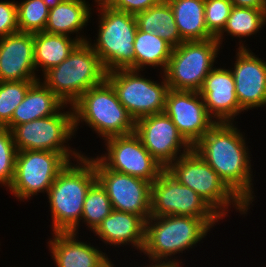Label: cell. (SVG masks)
Here are the masks:
<instances>
[{
    "label": "cell",
    "instance_id": "d4e9b609",
    "mask_svg": "<svg viewBox=\"0 0 266 267\" xmlns=\"http://www.w3.org/2000/svg\"><path fill=\"white\" fill-rule=\"evenodd\" d=\"M85 0H65L50 8L44 31L69 36L86 26L90 10Z\"/></svg>",
    "mask_w": 266,
    "mask_h": 267
},
{
    "label": "cell",
    "instance_id": "6da1fadb",
    "mask_svg": "<svg viewBox=\"0 0 266 267\" xmlns=\"http://www.w3.org/2000/svg\"><path fill=\"white\" fill-rule=\"evenodd\" d=\"M233 122L215 123L192 147L249 207L253 202L251 163L245 138Z\"/></svg>",
    "mask_w": 266,
    "mask_h": 267
},
{
    "label": "cell",
    "instance_id": "ab89813d",
    "mask_svg": "<svg viewBox=\"0 0 266 267\" xmlns=\"http://www.w3.org/2000/svg\"><path fill=\"white\" fill-rule=\"evenodd\" d=\"M109 259L101 267H114V264L111 263Z\"/></svg>",
    "mask_w": 266,
    "mask_h": 267
},
{
    "label": "cell",
    "instance_id": "7c38bea8",
    "mask_svg": "<svg viewBox=\"0 0 266 267\" xmlns=\"http://www.w3.org/2000/svg\"><path fill=\"white\" fill-rule=\"evenodd\" d=\"M69 162L63 154L52 151H18L15 176L9 189L14 197L22 200L40 192H48L57 175Z\"/></svg>",
    "mask_w": 266,
    "mask_h": 267
},
{
    "label": "cell",
    "instance_id": "44dd1931",
    "mask_svg": "<svg viewBox=\"0 0 266 267\" xmlns=\"http://www.w3.org/2000/svg\"><path fill=\"white\" fill-rule=\"evenodd\" d=\"M146 220L132 213L112 210L94 231L105 243L113 246L132 244L143 250L145 243Z\"/></svg>",
    "mask_w": 266,
    "mask_h": 267
},
{
    "label": "cell",
    "instance_id": "9a60e30c",
    "mask_svg": "<svg viewBox=\"0 0 266 267\" xmlns=\"http://www.w3.org/2000/svg\"><path fill=\"white\" fill-rule=\"evenodd\" d=\"M134 133L140 138L145 149L164 169L192 149V146L178 132L177 127L165 112L142 117L135 121ZM181 148H183L182 153ZM178 154L180 155L178 156Z\"/></svg>",
    "mask_w": 266,
    "mask_h": 267
},
{
    "label": "cell",
    "instance_id": "ac0fdd59",
    "mask_svg": "<svg viewBox=\"0 0 266 267\" xmlns=\"http://www.w3.org/2000/svg\"><path fill=\"white\" fill-rule=\"evenodd\" d=\"M35 70L34 33L18 31L0 38V82L40 80Z\"/></svg>",
    "mask_w": 266,
    "mask_h": 267
},
{
    "label": "cell",
    "instance_id": "7402d4cb",
    "mask_svg": "<svg viewBox=\"0 0 266 267\" xmlns=\"http://www.w3.org/2000/svg\"><path fill=\"white\" fill-rule=\"evenodd\" d=\"M66 106L43 82L35 81L23 101L13 112L11 129L15 125L55 115Z\"/></svg>",
    "mask_w": 266,
    "mask_h": 267
},
{
    "label": "cell",
    "instance_id": "f1b7e54d",
    "mask_svg": "<svg viewBox=\"0 0 266 267\" xmlns=\"http://www.w3.org/2000/svg\"><path fill=\"white\" fill-rule=\"evenodd\" d=\"M112 210L111 201L106 190L96 180L86 194L81 220L94 232Z\"/></svg>",
    "mask_w": 266,
    "mask_h": 267
},
{
    "label": "cell",
    "instance_id": "e0dca14e",
    "mask_svg": "<svg viewBox=\"0 0 266 267\" xmlns=\"http://www.w3.org/2000/svg\"><path fill=\"white\" fill-rule=\"evenodd\" d=\"M234 70L235 92L241 112L266 106V62L240 45ZM254 54V55H253Z\"/></svg>",
    "mask_w": 266,
    "mask_h": 267
},
{
    "label": "cell",
    "instance_id": "5b68a950",
    "mask_svg": "<svg viewBox=\"0 0 266 267\" xmlns=\"http://www.w3.org/2000/svg\"><path fill=\"white\" fill-rule=\"evenodd\" d=\"M70 109L74 112V131L78 129L80 120L91 126L103 139L135 131L134 119L107 80L83 93Z\"/></svg>",
    "mask_w": 266,
    "mask_h": 267
},
{
    "label": "cell",
    "instance_id": "603a6c76",
    "mask_svg": "<svg viewBox=\"0 0 266 267\" xmlns=\"http://www.w3.org/2000/svg\"><path fill=\"white\" fill-rule=\"evenodd\" d=\"M79 37V38H78ZM52 34L45 31L34 33L35 69L43 68V74L49 69L61 64L80 43L88 41L82 36Z\"/></svg>",
    "mask_w": 266,
    "mask_h": 267
},
{
    "label": "cell",
    "instance_id": "8d00e7d4",
    "mask_svg": "<svg viewBox=\"0 0 266 267\" xmlns=\"http://www.w3.org/2000/svg\"><path fill=\"white\" fill-rule=\"evenodd\" d=\"M150 260H152L153 263H155V264L152 263L151 266L147 265V267H179L180 266L179 265L180 262L178 260H176L175 258H174V260L173 259L172 260L169 259L168 261L165 260L166 262L165 261L162 262V259L161 260L160 259H150ZM144 267H146V266H144Z\"/></svg>",
    "mask_w": 266,
    "mask_h": 267
},
{
    "label": "cell",
    "instance_id": "8992f818",
    "mask_svg": "<svg viewBox=\"0 0 266 267\" xmlns=\"http://www.w3.org/2000/svg\"><path fill=\"white\" fill-rule=\"evenodd\" d=\"M166 170L207 201L222 217L232 204L241 214H246L250 208L193 148L172 162Z\"/></svg>",
    "mask_w": 266,
    "mask_h": 267
},
{
    "label": "cell",
    "instance_id": "e575fe53",
    "mask_svg": "<svg viewBox=\"0 0 266 267\" xmlns=\"http://www.w3.org/2000/svg\"><path fill=\"white\" fill-rule=\"evenodd\" d=\"M157 3V0H112L109 6L115 10L136 15Z\"/></svg>",
    "mask_w": 266,
    "mask_h": 267
},
{
    "label": "cell",
    "instance_id": "83f0119b",
    "mask_svg": "<svg viewBox=\"0 0 266 267\" xmlns=\"http://www.w3.org/2000/svg\"><path fill=\"white\" fill-rule=\"evenodd\" d=\"M266 22V9H255L233 6L231 14L223 31L216 37L222 44L223 33L227 32L233 37H248L256 34Z\"/></svg>",
    "mask_w": 266,
    "mask_h": 267
},
{
    "label": "cell",
    "instance_id": "30bf717a",
    "mask_svg": "<svg viewBox=\"0 0 266 267\" xmlns=\"http://www.w3.org/2000/svg\"><path fill=\"white\" fill-rule=\"evenodd\" d=\"M141 70L118 69L108 72L106 80L114 88L118 100L137 121L142 117L163 113L169 90L165 76L160 83L139 75Z\"/></svg>",
    "mask_w": 266,
    "mask_h": 267
},
{
    "label": "cell",
    "instance_id": "ffe728a7",
    "mask_svg": "<svg viewBox=\"0 0 266 267\" xmlns=\"http://www.w3.org/2000/svg\"><path fill=\"white\" fill-rule=\"evenodd\" d=\"M54 234L48 243L57 267H101L109 259L99 249L76 239L77 233Z\"/></svg>",
    "mask_w": 266,
    "mask_h": 267
},
{
    "label": "cell",
    "instance_id": "484cf974",
    "mask_svg": "<svg viewBox=\"0 0 266 267\" xmlns=\"http://www.w3.org/2000/svg\"><path fill=\"white\" fill-rule=\"evenodd\" d=\"M135 17L139 30L154 33L173 47L184 42L179 34L174 13L168 1L158 2L149 9L137 13Z\"/></svg>",
    "mask_w": 266,
    "mask_h": 267
},
{
    "label": "cell",
    "instance_id": "3957f363",
    "mask_svg": "<svg viewBox=\"0 0 266 267\" xmlns=\"http://www.w3.org/2000/svg\"><path fill=\"white\" fill-rule=\"evenodd\" d=\"M107 71L89 41L80 42L59 65L44 73L43 83L72 106L83 93L106 80Z\"/></svg>",
    "mask_w": 266,
    "mask_h": 267
},
{
    "label": "cell",
    "instance_id": "2e32d148",
    "mask_svg": "<svg viewBox=\"0 0 266 267\" xmlns=\"http://www.w3.org/2000/svg\"><path fill=\"white\" fill-rule=\"evenodd\" d=\"M164 112L193 147L216 123L208 115L199 92L169 89Z\"/></svg>",
    "mask_w": 266,
    "mask_h": 267
},
{
    "label": "cell",
    "instance_id": "60d3db41",
    "mask_svg": "<svg viewBox=\"0 0 266 267\" xmlns=\"http://www.w3.org/2000/svg\"><path fill=\"white\" fill-rule=\"evenodd\" d=\"M158 2H166V1H168V0H157Z\"/></svg>",
    "mask_w": 266,
    "mask_h": 267
},
{
    "label": "cell",
    "instance_id": "f35d334b",
    "mask_svg": "<svg viewBox=\"0 0 266 267\" xmlns=\"http://www.w3.org/2000/svg\"><path fill=\"white\" fill-rule=\"evenodd\" d=\"M112 0H95V2L98 3V6L101 5H109L111 3Z\"/></svg>",
    "mask_w": 266,
    "mask_h": 267
},
{
    "label": "cell",
    "instance_id": "d590c367",
    "mask_svg": "<svg viewBox=\"0 0 266 267\" xmlns=\"http://www.w3.org/2000/svg\"><path fill=\"white\" fill-rule=\"evenodd\" d=\"M233 6L266 9V0H230Z\"/></svg>",
    "mask_w": 266,
    "mask_h": 267
},
{
    "label": "cell",
    "instance_id": "836d02e7",
    "mask_svg": "<svg viewBox=\"0 0 266 267\" xmlns=\"http://www.w3.org/2000/svg\"><path fill=\"white\" fill-rule=\"evenodd\" d=\"M19 31L17 23V3L0 2V38Z\"/></svg>",
    "mask_w": 266,
    "mask_h": 267
},
{
    "label": "cell",
    "instance_id": "277c9868",
    "mask_svg": "<svg viewBox=\"0 0 266 267\" xmlns=\"http://www.w3.org/2000/svg\"><path fill=\"white\" fill-rule=\"evenodd\" d=\"M219 219L183 215L150 217L146 221L142 252L150 259H171L172 254L183 252L200 242Z\"/></svg>",
    "mask_w": 266,
    "mask_h": 267
},
{
    "label": "cell",
    "instance_id": "f546056e",
    "mask_svg": "<svg viewBox=\"0 0 266 267\" xmlns=\"http://www.w3.org/2000/svg\"><path fill=\"white\" fill-rule=\"evenodd\" d=\"M38 80L0 82V127L11 130L13 112L23 101L29 87Z\"/></svg>",
    "mask_w": 266,
    "mask_h": 267
},
{
    "label": "cell",
    "instance_id": "74e56055",
    "mask_svg": "<svg viewBox=\"0 0 266 267\" xmlns=\"http://www.w3.org/2000/svg\"><path fill=\"white\" fill-rule=\"evenodd\" d=\"M43 1H44V3L46 4V6H47L48 8H53V7H55L58 3L63 2V1H65V0H43Z\"/></svg>",
    "mask_w": 266,
    "mask_h": 267
},
{
    "label": "cell",
    "instance_id": "4fadbf2b",
    "mask_svg": "<svg viewBox=\"0 0 266 267\" xmlns=\"http://www.w3.org/2000/svg\"><path fill=\"white\" fill-rule=\"evenodd\" d=\"M105 140L107 153L97 158L110 170L154 182L164 170L145 149L140 138L131 133L112 136Z\"/></svg>",
    "mask_w": 266,
    "mask_h": 267
},
{
    "label": "cell",
    "instance_id": "4316f807",
    "mask_svg": "<svg viewBox=\"0 0 266 267\" xmlns=\"http://www.w3.org/2000/svg\"><path fill=\"white\" fill-rule=\"evenodd\" d=\"M133 44L134 70H143L144 66H161L165 71L174 48L171 44L154 33L139 29Z\"/></svg>",
    "mask_w": 266,
    "mask_h": 267
},
{
    "label": "cell",
    "instance_id": "ba28073f",
    "mask_svg": "<svg viewBox=\"0 0 266 267\" xmlns=\"http://www.w3.org/2000/svg\"><path fill=\"white\" fill-rule=\"evenodd\" d=\"M219 49L216 38L184 41L174 47L163 75L169 89L199 92L204 79L214 68Z\"/></svg>",
    "mask_w": 266,
    "mask_h": 267
},
{
    "label": "cell",
    "instance_id": "cb8c5ba5",
    "mask_svg": "<svg viewBox=\"0 0 266 267\" xmlns=\"http://www.w3.org/2000/svg\"><path fill=\"white\" fill-rule=\"evenodd\" d=\"M179 34L184 41L215 38L205 24V0H168Z\"/></svg>",
    "mask_w": 266,
    "mask_h": 267
},
{
    "label": "cell",
    "instance_id": "d6a6232c",
    "mask_svg": "<svg viewBox=\"0 0 266 267\" xmlns=\"http://www.w3.org/2000/svg\"><path fill=\"white\" fill-rule=\"evenodd\" d=\"M233 5L230 0H205V24L216 38L225 28Z\"/></svg>",
    "mask_w": 266,
    "mask_h": 267
},
{
    "label": "cell",
    "instance_id": "7a4b0ae2",
    "mask_svg": "<svg viewBox=\"0 0 266 267\" xmlns=\"http://www.w3.org/2000/svg\"><path fill=\"white\" fill-rule=\"evenodd\" d=\"M77 164L72 165V162H69L46 192L52 213L53 233H78L76 231L80 224L86 194L97 180L92 157L87 158L82 154L77 159Z\"/></svg>",
    "mask_w": 266,
    "mask_h": 267
},
{
    "label": "cell",
    "instance_id": "4dcf8cb0",
    "mask_svg": "<svg viewBox=\"0 0 266 267\" xmlns=\"http://www.w3.org/2000/svg\"><path fill=\"white\" fill-rule=\"evenodd\" d=\"M49 10L43 0H23L17 3V23L20 32L36 33L45 29Z\"/></svg>",
    "mask_w": 266,
    "mask_h": 267
},
{
    "label": "cell",
    "instance_id": "d6986e66",
    "mask_svg": "<svg viewBox=\"0 0 266 267\" xmlns=\"http://www.w3.org/2000/svg\"><path fill=\"white\" fill-rule=\"evenodd\" d=\"M199 94L208 115L216 118V123L233 122L235 116L241 113L234 77L229 69L214 67L204 79Z\"/></svg>",
    "mask_w": 266,
    "mask_h": 267
},
{
    "label": "cell",
    "instance_id": "9c48e42d",
    "mask_svg": "<svg viewBox=\"0 0 266 267\" xmlns=\"http://www.w3.org/2000/svg\"><path fill=\"white\" fill-rule=\"evenodd\" d=\"M74 132V112L60 110L55 115L15 125L11 129L18 151H52L63 154L69 161L71 156L74 159L82 156L64 145Z\"/></svg>",
    "mask_w": 266,
    "mask_h": 267
},
{
    "label": "cell",
    "instance_id": "1f68e13d",
    "mask_svg": "<svg viewBox=\"0 0 266 267\" xmlns=\"http://www.w3.org/2000/svg\"><path fill=\"white\" fill-rule=\"evenodd\" d=\"M17 152L11 130L0 127V184H5L7 188L15 176Z\"/></svg>",
    "mask_w": 266,
    "mask_h": 267
},
{
    "label": "cell",
    "instance_id": "52a82bcc",
    "mask_svg": "<svg viewBox=\"0 0 266 267\" xmlns=\"http://www.w3.org/2000/svg\"><path fill=\"white\" fill-rule=\"evenodd\" d=\"M96 42L91 45L108 72L134 69V41L138 29L135 15L100 6Z\"/></svg>",
    "mask_w": 266,
    "mask_h": 267
},
{
    "label": "cell",
    "instance_id": "8fae6325",
    "mask_svg": "<svg viewBox=\"0 0 266 267\" xmlns=\"http://www.w3.org/2000/svg\"><path fill=\"white\" fill-rule=\"evenodd\" d=\"M166 215L223 218L195 191L181 184L164 169L151 183L150 217Z\"/></svg>",
    "mask_w": 266,
    "mask_h": 267
},
{
    "label": "cell",
    "instance_id": "5bb4252c",
    "mask_svg": "<svg viewBox=\"0 0 266 267\" xmlns=\"http://www.w3.org/2000/svg\"><path fill=\"white\" fill-rule=\"evenodd\" d=\"M97 180L104 187L117 211L150 218L151 182L108 169L98 158H93Z\"/></svg>",
    "mask_w": 266,
    "mask_h": 267
}]
</instances>
